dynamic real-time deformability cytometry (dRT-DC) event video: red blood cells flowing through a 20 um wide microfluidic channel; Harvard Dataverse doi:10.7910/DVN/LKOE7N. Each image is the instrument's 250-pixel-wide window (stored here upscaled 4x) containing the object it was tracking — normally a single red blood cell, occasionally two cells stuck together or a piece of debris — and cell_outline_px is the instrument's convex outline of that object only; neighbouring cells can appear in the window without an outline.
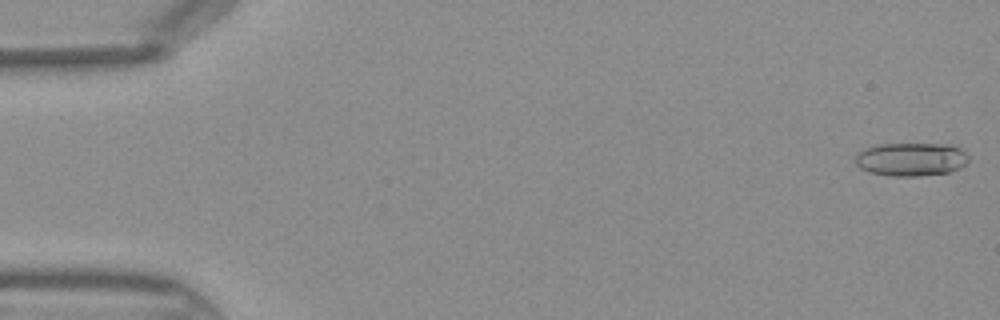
{"species": "Egyptian fruit bat (a non-hibernating species)", "species_latin": "Rousettus aegyptiacus", "temperature_condition": "warm", "stored_images_in_passage": 12, "camera_frame_rate_fps": 3000, "um_per_image_px": 0.085, "frame": {"image": 1, "passage_image": 1, "time_ms": 0.0, "image_size_px": [1000, 320], "cell_outline_px": [[968, 160], [960, 168], [948, 172], [920, 176], [888, 176], [868, 172], [860, 168], [856, 164], [856, 156], [860, 152], [876, 144], [948, 144], [960, 148], [968, 156]], "centroid_in_image_um": [77.44, 13.55], "position_along_channel_um": 7.6, "area_um2": 21.96}}